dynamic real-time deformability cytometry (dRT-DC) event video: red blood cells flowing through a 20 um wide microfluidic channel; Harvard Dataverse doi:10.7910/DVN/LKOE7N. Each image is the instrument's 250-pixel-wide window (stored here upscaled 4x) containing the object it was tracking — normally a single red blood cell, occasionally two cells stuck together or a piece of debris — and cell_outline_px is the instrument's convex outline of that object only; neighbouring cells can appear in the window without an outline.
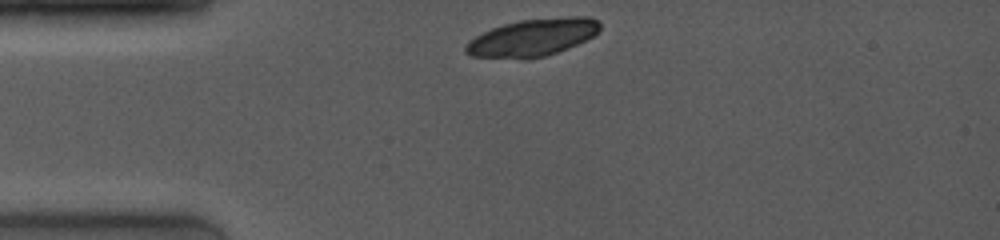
{"species": "common noctule bat (a hibernating species)", "species_latin": "Nyctalus noctula", "temperature_condition": "room temperature", "stored_images_in_passage": 2, "camera_frame_rate_fps": 4000, "um_per_image_px": 0.085, "animal": {"sex": "female", "body_mass_g": 19.0, "forearm_length_mm": 53.3}, "frame": {"image": 1, "passage_image": 1, "time_ms": 0.0, "image_size_px": [1000, 240], "cell_outline_px": [[600, 32], [568, 48], [544, 56], [528, 60], [520, 60], [472, 56], [464, 52], [464, 44], [476, 36], [492, 28], [504, 24], [520, 20], [568, 16], [588, 16], [596, 20], [600, 24]], "centroid_in_image_um": [45.24, 3.2], "position_along_channel_um": 39.8, "area_um2": 29.48}}